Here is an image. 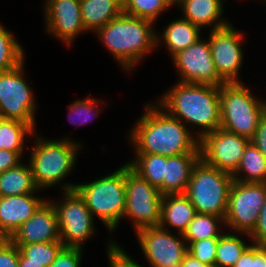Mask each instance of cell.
Here are the masks:
<instances>
[{
    "label": "cell",
    "mask_w": 266,
    "mask_h": 267,
    "mask_svg": "<svg viewBox=\"0 0 266 267\" xmlns=\"http://www.w3.org/2000/svg\"><path fill=\"white\" fill-rule=\"evenodd\" d=\"M24 152L0 150V173L14 168L22 163Z\"/></svg>",
    "instance_id": "ab89813d"
},
{
    "label": "cell",
    "mask_w": 266,
    "mask_h": 267,
    "mask_svg": "<svg viewBox=\"0 0 266 267\" xmlns=\"http://www.w3.org/2000/svg\"><path fill=\"white\" fill-rule=\"evenodd\" d=\"M130 167L164 195L165 156L157 154H134Z\"/></svg>",
    "instance_id": "484cf974"
},
{
    "label": "cell",
    "mask_w": 266,
    "mask_h": 267,
    "mask_svg": "<svg viewBox=\"0 0 266 267\" xmlns=\"http://www.w3.org/2000/svg\"><path fill=\"white\" fill-rule=\"evenodd\" d=\"M266 197V183L233 180L229 191L224 230L250 234Z\"/></svg>",
    "instance_id": "8fae6325"
},
{
    "label": "cell",
    "mask_w": 266,
    "mask_h": 267,
    "mask_svg": "<svg viewBox=\"0 0 266 267\" xmlns=\"http://www.w3.org/2000/svg\"><path fill=\"white\" fill-rule=\"evenodd\" d=\"M61 193L63 196L58 202L50 200L58 215L60 241L65 247L83 249L87 239L96 234L95 218L75 190Z\"/></svg>",
    "instance_id": "30bf717a"
},
{
    "label": "cell",
    "mask_w": 266,
    "mask_h": 267,
    "mask_svg": "<svg viewBox=\"0 0 266 267\" xmlns=\"http://www.w3.org/2000/svg\"><path fill=\"white\" fill-rule=\"evenodd\" d=\"M9 239L14 244L61 242L58 215L52 201L47 199Z\"/></svg>",
    "instance_id": "e0dca14e"
},
{
    "label": "cell",
    "mask_w": 266,
    "mask_h": 267,
    "mask_svg": "<svg viewBox=\"0 0 266 267\" xmlns=\"http://www.w3.org/2000/svg\"><path fill=\"white\" fill-rule=\"evenodd\" d=\"M218 239L219 237H212L192 242L187 246V252L200 262L215 267Z\"/></svg>",
    "instance_id": "836d02e7"
},
{
    "label": "cell",
    "mask_w": 266,
    "mask_h": 267,
    "mask_svg": "<svg viewBox=\"0 0 266 267\" xmlns=\"http://www.w3.org/2000/svg\"><path fill=\"white\" fill-rule=\"evenodd\" d=\"M0 267H19V248L10 239L0 238Z\"/></svg>",
    "instance_id": "74e56055"
},
{
    "label": "cell",
    "mask_w": 266,
    "mask_h": 267,
    "mask_svg": "<svg viewBox=\"0 0 266 267\" xmlns=\"http://www.w3.org/2000/svg\"><path fill=\"white\" fill-rule=\"evenodd\" d=\"M195 214V207L184 193L164 194L159 226L166 230L173 228L183 234Z\"/></svg>",
    "instance_id": "ffe728a7"
},
{
    "label": "cell",
    "mask_w": 266,
    "mask_h": 267,
    "mask_svg": "<svg viewBox=\"0 0 266 267\" xmlns=\"http://www.w3.org/2000/svg\"><path fill=\"white\" fill-rule=\"evenodd\" d=\"M225 0H179L177 7L182 10V17L201 29L210 27L219 29L230 24L222 17Z\"/></svg>",
    "instance_id": "d6986e66"
},
{
    "label": "cell",
    "mask_w": 266,
    "mask_h": 267,
    "mask_svg": "<svg viewBox=\"0 0 266 267\" xmlns=\"http://www.w3.org/2000/svg\"><path fill=\"white\" fill-rule=\"evenodd\" d=\"M152 103V104H151ZM146 103L143 114L130 128L129 142L134 154L177 156L200 153V139L179 119L171 116L157 102Z\"/></svg>",
    "instance_id": "6da1fadb"
},
{
    "label": "cell",
    "mask_w": 266,
    "mask_h": 267,
    "mask_svg": "<svg viewBox=\"0 0 266 267\" xmlns=\"http://www.w3.org/2000/svg\"><path fill=\"white\" fill-rule=\"evenodd\" d=\"M157 103L191 131L198 126L195 135L199 139L221 126L220 87L176 82Z\"/></svg>",
    "instance_id": "7a4b0ae2"
},
{
    "label": "cell",
    "mask_w": 266,
    "mask_h": 267,
    "mask_svg": "<svg viewBox=\"0 0 266 267\" xmlns=\"http://www.w3.org/2000/svg\"><path fill=\"white\" fill-rule=\"evenodd\" d=\"M233 267H266V246L251 243Z\"/></svg>",
    "instance_id": "e575fe53"
},
{
    "label": "cell",
    "mask_w": 266,
    "mask_h": 267,
    "mask_svg": "<svg viewBox=\"0 0 266 267\" xmlns=\"http://www.w3.org/2000/svg\"><path fill=\"white\" fill-rule=\"evenodd\" d=\"M37 194L0 197V238L9 239L47 200Z\"/></svg>",
    "instance_id": "ac0fdd59"
},
{
    "label": "cell",
    "mask_w": 266,
    "mask_h": 267,
    "mask_svg": "<svg viewBox=\"0 0 266 267\" xmlns=\"http://www.w3.org/2000/svg\"><path fill=\"white\" fill-rule=\"evenodd\" d=\"M106 249L109 267H143L135 259H132V256L127 254L120 244L110 239Z\"/></svg>",
    "instance_id": "d590c367"
},
{
    "label": "cell",
    "mask_w": 266,
    "mask_h": 267,
    "mask_svg": "<svg viewBox=\"0 0 266 267\" xmlns=\"http://www.w3.org/2000/svg\"><path fill=\"white\" fill-rule=\"evenodd\" d=\"M155 24L122 12L94 34L122 70L131 73L138 62L156 48Z\"/></svg>",
    "instance_id": "3957f363"
},
{
    "label": "cell",
    "mask_w": 266,
    "mask_h": 267,
    "mask_svg": "<svg viewBox=\"0 0 266 267\" xmlns=\"http://www.w3.org/2000/svg\"><path fill=\"white\" fill-rule=\"evenodd\" d=\"M232 176L235 181L266 183V158L252 141L245 147L239 167Z\"/></svg>",
    "instance_id": "d4e9b609"
},
{
    "label": "cell",
    "mask_w": 266,
    "mask_h": 267,
    "mask_svg": "<svg viewBox=\"0 0 266 267\" xmlns=\"http://www.w3.org/2000/svg\"><path fill=\"white\" fill-rule=\"evenodd\" d=\"M255 97L243 82L220 86L221 126L225 131L252 139L266 114V100Z\"/></svg>",
    "instance_id": "8992f818"
},
{
    "label": "cell",
    "mask_w": 266,
    "mask_h": 267,
    "mask_svg": "<svg viewBox=\"0 0 266 267\" xmlns=\"http://www.w3.org/2000/svg\"><path fill=\"white\" fill-rule=\"evenodd\" d=\"M202 30L189 20L180 17L178 20H172L164 27L162 33L156 32V47L162 42L172 58L201 38Z\"/></svg>",
    "instance_id": "44dd1931"
},
{
    "label": "cell",
    "mask_w": 266,
    "mask_h": 267,
    "mask_svg": "<svg viewBox=\"0 0 266 267\" xmlns=\"http://www.w3.org/2000/svg\"><path fill=\"white\" fill-rule=\"evenodd\" d=\"M126 207L124 218L133 222L135 233L159 226L163 194L125 163Z\"/></svg>",
    "instance_id": "ba28073f"
},
{
    "label": "cell",
    "mask_w": 266,
    "mask_h": 267,
    "mask_svg": "<svg viewBox=\"0 0 266 267\" xmlns=\"http://www.w3.org/2000/svg\"><path fill=\"white\" fill-rule=\"evenodd\" d=\"M223 226H225V222L222 217L213 214L196 213L183 233V237L188 246L190 243L201 239L220 237L224 233L221 230Z\"/></svg>",
    "instance_id": "83f0119b"
},
{
    "label": "cell",
    "mask_w": 266,
    "mask_h": 267,
    "mask_svg": "<svg viewBox=\"0 0 266 267\" xmlns=\"http://www.w3.org/2000/svg\"><path fill=\"white\" fill-rule=\"evenodd\" d=\"M27 258V262L44 263L49 267L64 247L62 242H42L33 244H15Z\"/></svg>",
    "instance_id": "1f68e13d"
},
{
    "label": "cell",
    "mask_w": 266,
    "mask_h": 267,
    "mask_svg": "<svg viewBox=\"0 0 266 267\" xmlns=\"http://www.w3.org/2000/svg\"><path fill=\"white\" fill-rule=\"evenodd\" d=\"M34 183L31 168L28 164L18 166L0 173V197L23 195L39 192Z\"/></svg>",
    "instance_id": "cb8c5ba5"
},
{
    "label": "cell",
    "mask_w": 266,
    "mask_h": 267,
    "mask_svg": "<svg viewBox=\"0 0 266 267\" xmlns=\"http://www.w3.org/2000/svg\"><path fill=\"white\" fill-rule=\"evenodd\" d=\"M74 190L84 200L92 216L98 217L110 233L115 231L126 207L125 164L109 175L76 184Z\"/></svg>",
    "instance_id": "5b68a950"
},
{
    "label": "cell",
    "mask_w": 266,
    "mask_h": 267,
    "mask_svg": "<svg viewBox=\"0 0 266 267\" xmlns=\"http://www.w3.org/2000/svg\"><path fill=\"white\" fill-rule=\"evenodd\" d=\"M249 238L253 244L266 246V197L261 207L260 214L258 215L257 224L253 231L249 234Z\"/></svg>",
    "instance_id": "f35d334b"
},
{
    "label": "cell",
    "mask_w": 266,
    "mask_h": 267,
    "mask_svg": "<svg viewBox=\"0 0 266 267\" xmlns=\"http://www.w3.org/2000/svg\"><path fill=\"white\" fill-rule=\"evenodd\" d=\"M251 140L218 128L200 139V158L209 166L233 175Z\"/></svg>",
    "instance_id": "5bb4252c"
},
{
    "label": "cell",
    "mask_w": 266,
    "mask_h": 267,
    "mask_svg": "<svg viewBox=\"0 0 266 267\" xmlns=\"http://www.w3.org/2000/svg\"><path fill=\"white\" fill-rule=\"evenodd\" d=\"M84 249L63 247L49 267H81Z\"/></svg>",
    "instance_id": "8d00e7d4"
},
{
    "label": "cell",
    "mask_w": 266,
    "mask_h": 267,
    "mask_svg": "<svg viewBox=\"0 0 266 267\" xmlns=\"http://www.w3.org/2000/svg\"><path fill=\"white\" fill-rule=\"evenodd\" d=\"M232 183L231 174L209 166L200 158L192 169L184 194L196 213L213 214L224 219Z\"/></svg>",
    "instance_id": "52a82bcc"
},
{
    "label": "cell",
    "mask_w": 266,
    "mask_h": 267,
    "mask_svg": "<svg viewBox=\"0 0 266 267\" xmlns=\"http://www.w3.org/2000/svg\"><path fill=\"white\" fill-rule=\"evenodd\" d=\"M169 8L171 7L165 0H122L123 13L154 23Z\"/></svg>",
    "instance_id": "4dcf8cb0"
},
{
    "label": "cell",
    "mask_w": 266,
    "mask_h": 267,
    "mask_svg": "<svg viewBox=\"0 0 266 267\" xmlns=\"http://www.w3.org/2000/svg\"><path fill=\"white\" fill-rule=\"evenodd\" d=\"M135 234L150 267H180L187 253L183 234L176 236L160 226L142 228Z\"/></svg>",
    "instance_id": "7c38bea8"
},
{
    "label": "cell",
    "mask_w": 266,
    "mask_h": 267,
    "mask_svg": "<svg viewBox=\"0 0 266 267\" xmlns=\"http://www.w3.org/2000/svg\"><path fill=\"white\" fill-rule=\"evenodd\" d=\"M32 136L36 140L31 145L28 162L37 188L49 189L62 183V192L74 190L76 183H65L63 180L75 169L77 155L80 154L78 151L82 149L81 143L68 136L51 140L38 137L37 134Z\"/></svg>",
    "instance_id": "277c9868"
},
{
    "label": "cell",
    "mask_w": 266,
    "mask_h": 267,
    "mask_svg": "<svg viewBox=\"0 0 266 267\" xmlns=\"http://www.w3.org/2000/svg\"><path fill=\"white\" fill-rule=\"evenodd\" d=\"M43 2L45 31L70 48L80 33L87 32L81 18L80 0H45Z\"/></svg>",
    "instance_id": "2e32d148"
},
{
    "label": "cell",
    "mask_w": 266,
    "mask_h": 267,
    "mask_svg": "<svg viewBox=\"0 0 266 267\" xmlns=\"http://www.w3.org/2000/svg\"><path fill=\"white\" fill-rule=\"evenodd\" d=\"M36 132L30 124L0 118V150L24 152L26 138Z\"/></svg>",
    "instance_id": "4316f807"
},
{
    "label": "cell",
    "mask_w": 266,
    "mask_h": 267,
    "mask_svg": "<svg viewBox=\"0 0 266 267\" xmlns=\"http://www.w3.org/2000/svg\"><path fill=\"white\" fill-rule=\"evenodd\" d=\"M97 98H92V97H87L82 100H75L73 103H71L68 108V115H69V122L73 123L75 126L78 125H85L87 124L90 120H94L96 116L100 114L102 110L101 106L103 104H106V102H100ZM101 104V105H100ZM93 115V117H92ZM77 117V121H75ZM82 119V120H80Z\"/></svg>",
    "instance_id": "d6a6232c"
},
{
    "label": "cell",
    "mask_w": 266,
    "mask_h": 267,
    "mask_svg": "<svg viewBox=\"0 0 266 267\" xmlns=\"http://www.w3.org/2000/svg\"><path fill=\"white\" fill-rule=\"evenodd\" d=\"M179 75L178 82L207 84L220 87L226 83L213 63L208 38L201 37L187 49L172 58Z\"/></svg>",
    "instance_id": "9a60e30c"
},
{
    "label": "cell",
    "mask_w": 266,
    "mask_h": 267,
    "mask_svg": "<svg viewBox=\"0 0 266 267\" xmlns=\"http://www.w3.org/2000/svg\"><path fill=\"white\" fill-rule=\"evenodd\" d=\"M25 61L13 70L0 72V118L18 120L36 129L37 103L25 79Z\"/></svg>",
    "instance_id": "9c48e42d"
},
{
    "label": "cell",
    "mask_w": 266,
    "mask_h": 267,
    "mask_svg": "<svg viewBox=\"0 0 266 267\" xmlns=\"http://www.w3.org/2000/svg\"><path fill=\"white\" fill-rule=\"evenodd\" d=\"M80 8L83 25L92 33L123 12L122 0H82Z\"/></svg>",
    "instance_id": "603a6c76"
},
{
    "label": "cell",
    "mask_w": 266,
    "mask_h": 267,
    "mask_svg": "<svg viewBox=\"0 0 266 267\" xmlns=\"http://www.w3.org/2000/svg\"><path fill=\"white\" fill-rule=\"evenodd\" d=\"M251 141L266 158V114L260 120L256 133Z\"/></svg>",
    "instance_id": "60d3db41"
},
{
    "label": "cell",
    "mask_w": 266,
    "mask_h": 267,
    "mask_svg": "<svg viewBox=\"0 0 266 267\" xmlns=\"http://www.w3.org/2000/svg\"><path fill=\"white\" fill-rule=\"evenodd\" d=\"M19 267H44V263L27 262V258L19 251Z\"/></svg>",
    "instance_id": "7bdbcfd3"
},
{
    "label": "cell",
    "mask_w": 266,
    "mask_h": 267,
    "mask_svg": "<svg viewBox=\"0 0 266 267\" xmlns=\"http://www.w3.org/2000/svg\"><path fill=\"white\" fill-rule=\"evenodd\" d=\"M209 47L217 74L226 82H242L239 79L244 59L242 41L244 33L228 24L219 29L210 30ZM240 80V81H239Z\"/></svg>",
    "instance_id": "4fadbf2b"
},
{
    "label": "cell",
    "mask_w": 266,
    "mask_h": 267,
    "mask_svg": "<svg viewBox=\"0 0 266 267\" xmlns=\"http://www.w3.org/2000/svg\"><path fill=\"white\" fill-rule=\"evenodd\" d=\"M171 7L177 6L179 0H165Z\"/></svg>",
    "instance_id": "ee69618b"
},
{
    "label": "cell",
    "mask_w": 266,
    "mask_h": 267,
    "mask_svg": "<svg viewBox=\"0 0 266 267\" xmlns=\"http://www.w3.org/2000/svg\"><path fill=\"white\" fill-rule=\"evenodd\" d=\"M180 267H210L209 265L200 262L197 258L190 255L188 252L183 258Z\"/></svg>",
    "instance_id": "b9f144b4"
},
{
    "label": "cell",
    "mask_w": 266,
    "mask_h": 267,
    "mask_svg": "<svg viewBox=\"0 0 266 267\" xmlns=\"http://www.w3.org/2000/svg\"><path fill=\"white\" fill-rule=\"evenodd\" d=\"M228 231H225L218 239L215 267H233L245 249L251 244L246 243L241 238L243 235L249 237V234Z\"/></svg>",
    "instance_id": "f1b7e54d"
},
{
    "label": "cell",
    "mask_w": 266,
    "mask_h": 267,
    "mask_svg": "<svg viewBox=\"0 0 266 267\" xmlns=\"http://www.w3.org/2000/svg\"><path fill=\"white\" fill-rule=\"evenodd\" d=\"M200 153L165 156L164 194L185 193Z\"/></svg>",
    "instance_id": "7402d4cb"
},
{
    "label": "cell",
    "mask_w": 266,
    "mask_h": 267,
    "mask_svg": "<svg viewBox=\"0 0 266 267\" xmlns=\"http://www.w3.org/2000/svg\"><path fill=\"white\" fill-rule=\"evenodd\" d=\"M23 45L0 23V72L16 68L25 60Z\"/></svg>",
    "instance_id": "f546056e"
}]
</instances>
